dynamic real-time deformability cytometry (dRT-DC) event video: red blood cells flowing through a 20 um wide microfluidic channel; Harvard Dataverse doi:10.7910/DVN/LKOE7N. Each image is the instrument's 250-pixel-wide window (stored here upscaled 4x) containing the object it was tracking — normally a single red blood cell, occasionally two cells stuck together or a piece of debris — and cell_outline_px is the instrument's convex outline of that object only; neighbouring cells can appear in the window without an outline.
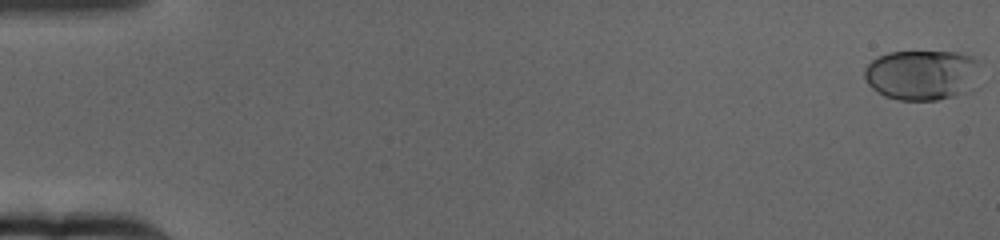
{"species": "human", "species_latin": "Homo sapiens", "temperature_condition": "cold", "stored_images_in_passage": 66, "camera_frame_rate_fps": 3000, "um_per_image_px": 0.085, "donor": {"sex": "female"}, "frame": {"image": 1, "passage_image": 1, "time_ms": 0.0, "image_size_px": [1000, 240], "cell_outline_px": [[984, 84], [980, 88], [972, 92], [936, 100], [900, 100], [884, 96], [872, 88], [868, 84], [864, 76], [864, 68], [872, 60], [888, 52], [960, 52], [972, 56], [976, 60]], "centroid_in_image_um": [78.5, 6.39], "position_along_channel_um": 6.5, "area_um2": 35.03}}
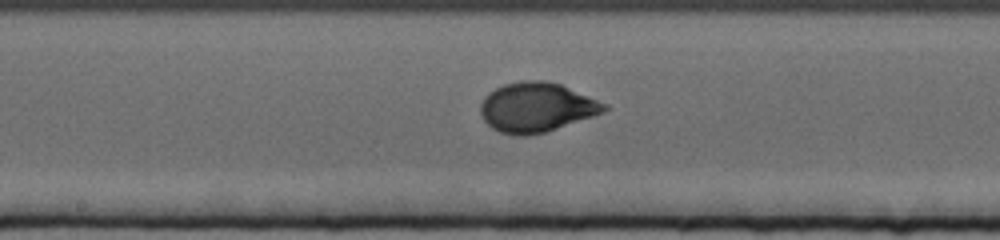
{"frame": {"image": 2, "passage_image": 36, "time_ms": 11.667, "image_size_px": [1000, 240], "cell_outline_px": [[608, 108], [604, 112], [544, 132], [528, 136], [516, 136], [500, 132], [492, 128], [484, 120], [480, 112], [480, 104], [484, 96], [488, 92], [504, 84], [520, 80], [544, 80], [560, 84], [608, 104]], "centroid_in_image_um": [45.57, 9.11], "position_along_channel_um": 202.6, "area_um2": 35.66}}
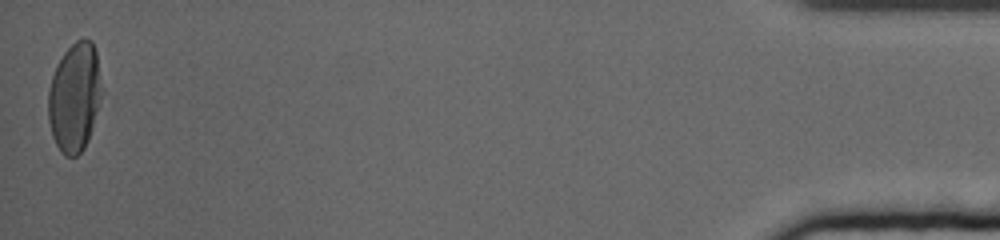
{"frame": {"image": 3, "passage_image": 66, "time_ms": 21.667, "image_size_px": [1000, 240], "cell_outline_px": [[100, 100], [92, 128], [88, 140], [84, 148], [76, 156], [64, 156], [56, 144], [52, 136], [48, 120], [48, 92], [52, 76], [56, 64], [64, 52], [76, 40], [92, 40], [96, 52], [100, 88]], "centroid_in_image_um": [6.3, 8.28], "position_along_channel_um": 428.9, "area_um2": 33.58}, "authors_computed_cell_mechanics": {"area_um2": 33.1772, "velocity_mm_per_s": 3.1234, "shape_relaxation_time_tau1_ms": 3.9665, "shape_relaxation_time_tau2_ms": null, "deformation_change_tau1": 0.1592, "deformation_change_tau2": null}}